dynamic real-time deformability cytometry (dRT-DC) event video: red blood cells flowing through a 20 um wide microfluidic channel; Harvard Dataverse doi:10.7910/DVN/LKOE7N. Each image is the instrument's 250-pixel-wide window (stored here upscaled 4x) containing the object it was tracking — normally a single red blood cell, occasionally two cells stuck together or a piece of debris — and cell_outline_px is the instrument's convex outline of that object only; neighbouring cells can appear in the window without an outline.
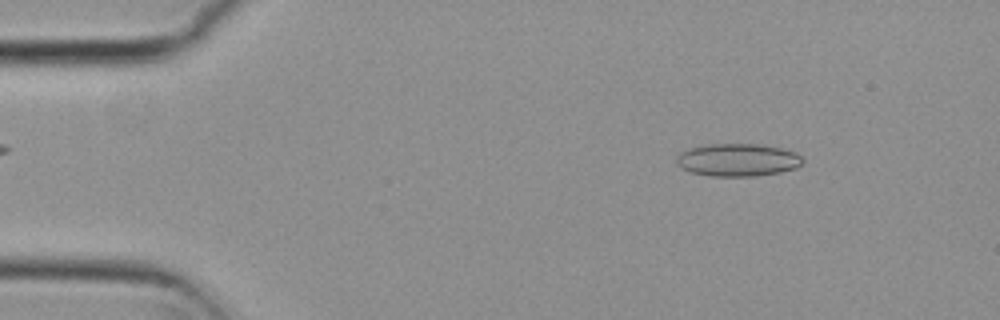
{"species": "common noctule bat (a hibernating species)", "species_latin": "Nyctalus noctula", "temperature_condition": "cold", "stored_images_in_passage": 52, "camera_frame_rate_fps": 3000, "um_per_image_px": 0.085, "animal": {"sex": "female", "body_mass_g": 29.2, "forearm_length_mm": 56.3}, "frame": {"image": 1, "passage_image": 6, "time_ms": 1.667, "image_size_px": [1000, 320], "cell_outline_px": [[804, 160], [796, 168], [780, 172], [756, 176], [712, 176], [692, 172], [680, 168], [676, 164], [676, 156], [680, 152], [688, 148], [708, 144], [764, 144], [796, 152]], "centroid_in_image_um": [62.68, 13.59], "position_along_channel_um": 22.3, "area_um2": 24.22}}
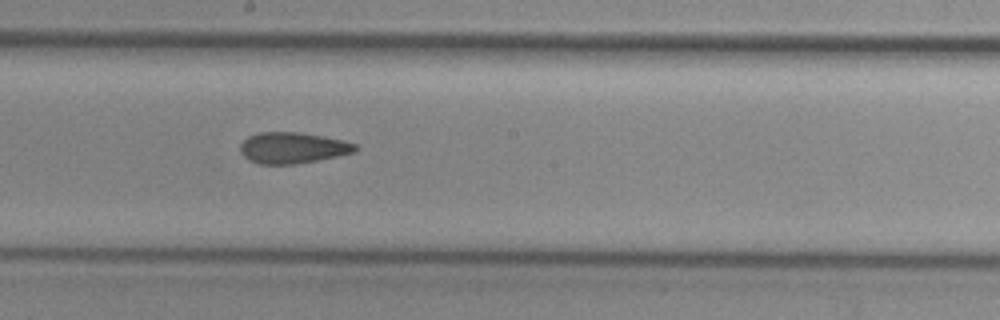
{"frame": {"image": 2, "passage_image": 28, "time_ms": 9.0, "image_size_px": [1000, 320], "cell_outline_px": [[360, 148], [356, 152], [296, 164], [260, 164], [248, 160], [240, 152], [240, 144], [248, 136], [260, 132], [300, 132], [324, 136], [344, 140], [356, 144]], "centroid_in_image_um": [24.89, 12.56], "position_along_channel_um": 223.3, "area_um2": 20.98}}
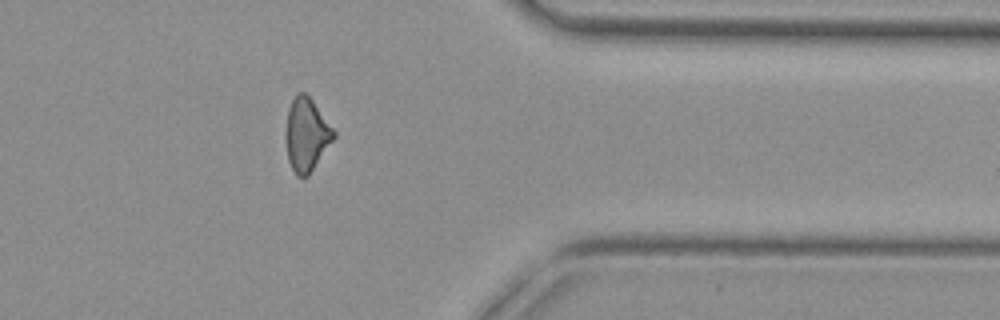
{"frame": {"image": 3, "passage_image": 42, "time_ms": 13.667, "image_size_px": [1000, 320], "cell_outline_px": [[336, 136], [308, 176], [296, 176], [288, 160], [288, 108], [292, 100], [300, 92], [304, 92], [312, 100], [336, 132]], "centroid_in_image_um": [26.1, 11.46], "position_along_channel_um": 385.3, "area_um2": 19.65}, "authors_computed_cell_mechanics": {"area_um2": 21.2126, "velocity_mm_per_s": 3.8116, "shape_relaxation_time_tau1_ms": null, "shape_relaxation_time_tau2_ms": 5.4365, "deformation_change_tau1": null, "deformation_change_tau2": 0.1295}}